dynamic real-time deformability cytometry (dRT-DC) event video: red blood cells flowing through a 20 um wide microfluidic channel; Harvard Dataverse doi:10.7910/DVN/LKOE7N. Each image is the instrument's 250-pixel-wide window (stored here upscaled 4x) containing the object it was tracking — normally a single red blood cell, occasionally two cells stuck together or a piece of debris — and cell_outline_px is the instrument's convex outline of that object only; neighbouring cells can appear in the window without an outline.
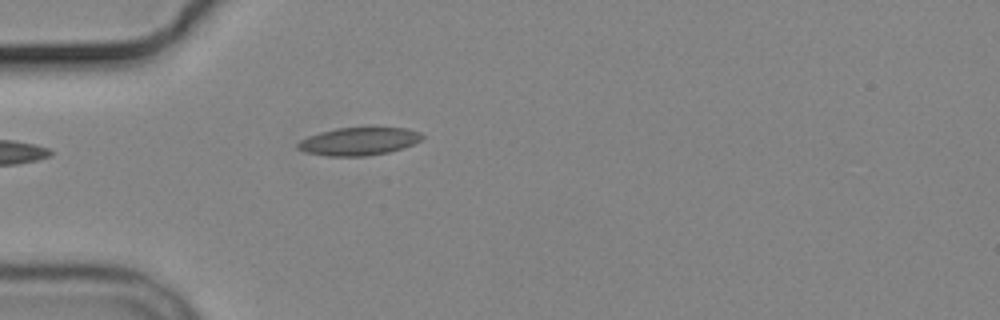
{"species": "common noctule bat (a hibernating species)", "species_latin": "Nyctalus noctula", "temperature_condition": "cold", "stored_images_in_passage": 2, "camera_frame_rate_fps": 3000, "um_per_image_px": 0.085, "animal": {"sex": "male", "body_mass_g": 19.2, "forearm_length_mm": 51.8}, "frame": {"image": 1, "passage_image": 2, "time_ms": 1.333, "image_size_px": [1000, 320], "cell_outline_px": [[424, 136], [420, 140], [404, 148], [388, 152], [364, 156], [328, 156], [304, 152], [296, 148], [296, 144], [300, 140], [308, 136], [320, 132], [336, 128], [372, 124], [408, 128], [420, 132]], "centroid_in_image_um": [30.53, 11.95], "position_along_channel_um": 54.5, "area_um2": 21.21}}